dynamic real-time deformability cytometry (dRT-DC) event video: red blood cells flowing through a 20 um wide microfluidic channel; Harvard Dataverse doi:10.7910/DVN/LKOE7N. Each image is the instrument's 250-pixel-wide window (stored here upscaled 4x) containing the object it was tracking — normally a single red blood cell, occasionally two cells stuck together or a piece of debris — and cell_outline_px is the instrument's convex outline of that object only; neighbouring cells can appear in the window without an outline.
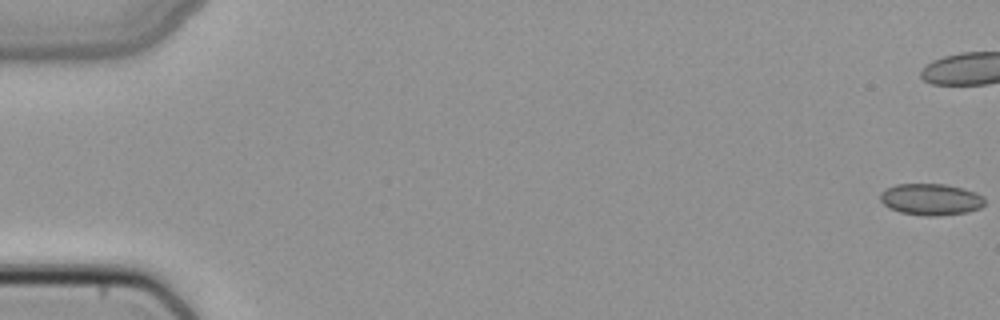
{"species": "common noctule bat (a hibernating species)", "species_latin": "Nyctalus noctula", "temperature_condition": "cold", "stored_images_in_passage": 8, "camera_frame_rate_fps": 3000, "um_per_image_px": 0.085, "animal": {"sex": "female", "body_mass_g": 22.7, "forearm_length_mm": 54.2}, "frame": {"image": 1, "passage_image": 1, "time_ms": 0.0, "image_size_px": [1000, 320], "cell_outline_px": [[984, 204], [980, 208], [968, 212], [936, 216], [924, 216], [900, 212], [888, 208], [880, 200], [880, 192], [884, 188], [896, 184], [944, 184], [964, 188], [976, 192], [984, 196]], "centroid_in_image_um": [79.11, 16.94], "position_along_channel_um": 5.9, "area_um2": 19.48}}